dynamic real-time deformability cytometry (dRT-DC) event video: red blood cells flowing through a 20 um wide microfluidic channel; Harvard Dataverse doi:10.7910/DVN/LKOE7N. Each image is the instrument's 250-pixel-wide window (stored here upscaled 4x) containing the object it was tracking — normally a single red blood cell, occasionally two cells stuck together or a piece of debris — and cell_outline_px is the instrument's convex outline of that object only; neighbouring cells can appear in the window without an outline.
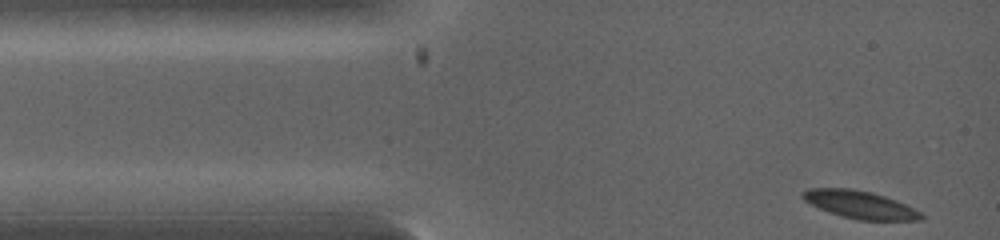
{"species": "common noctule bat (a hibernating species)", "species_latin": "Nyctalus noctula", "temperature_condition": "warm", "stored_images_in_passage": 8, "camera_frame_rate_fps": 5000, "um_per_image_px": 0.085, "animal": {"sex": "female", "body_mass_g": 19.0, "forearm_length_mm": 53.3}, "frame": {"image": 1, "passage_image": 1, "time_ms": 0.0, "image_size_px": [1000, 240], "cell_outline_px": [[924, 220], [856, 220], [828, 212], [804, 200], [800, 196], [808, 188], [848, 188], [872, 192], [896, 200], [920, 212], [924, 216]], "centroid_in_image_um": [73.09, 17.4], "position_along_channel_um": 11.9, "area_um2": 18.96}}